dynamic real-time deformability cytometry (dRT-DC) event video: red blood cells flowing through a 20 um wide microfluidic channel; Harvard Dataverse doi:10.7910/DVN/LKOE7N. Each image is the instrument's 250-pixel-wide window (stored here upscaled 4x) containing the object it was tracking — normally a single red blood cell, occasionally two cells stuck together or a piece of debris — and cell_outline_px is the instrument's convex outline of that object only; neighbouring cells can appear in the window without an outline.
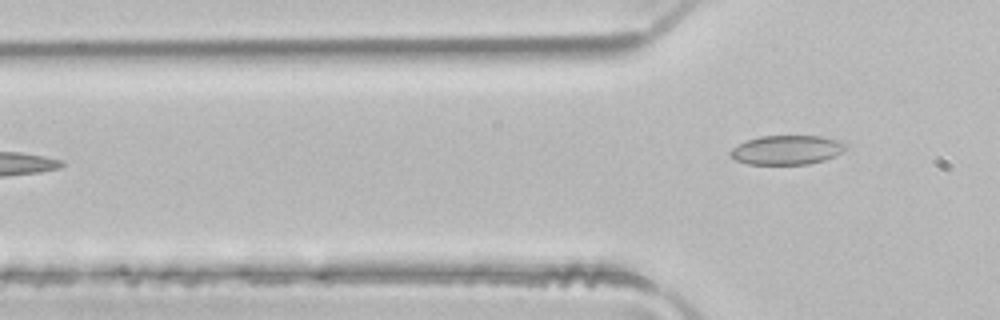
{"species": "common noctule bat (a hibernating species)", "species_latin": "Nyctalus noctula", "temperature_condition": "room temperature", "stored_images_in_passage": 4, "camera_frame_rate_fps": 3000, "um_per_image_px": 0.085, "animal": {"sex": "male", "body_mass_g": 21.5, "forearm_length_mm": 52.0}, "frame": {"image": 1, "passage_image": 4, "time_ms": 1.0, "image_size_px": [1000, 320], "cell_outline_px": [[848, 144], [840, 152], [824, 160], [808, 164], [748, 164], [736, 160], [728, 152], [732, 148], [748, 140], [760, 136], [820, 136], [840, 140]], "centroid_in_image_um": [66.88, 12.74], "position_along_channel_um": 58.9, "area_um2": 19.42}}